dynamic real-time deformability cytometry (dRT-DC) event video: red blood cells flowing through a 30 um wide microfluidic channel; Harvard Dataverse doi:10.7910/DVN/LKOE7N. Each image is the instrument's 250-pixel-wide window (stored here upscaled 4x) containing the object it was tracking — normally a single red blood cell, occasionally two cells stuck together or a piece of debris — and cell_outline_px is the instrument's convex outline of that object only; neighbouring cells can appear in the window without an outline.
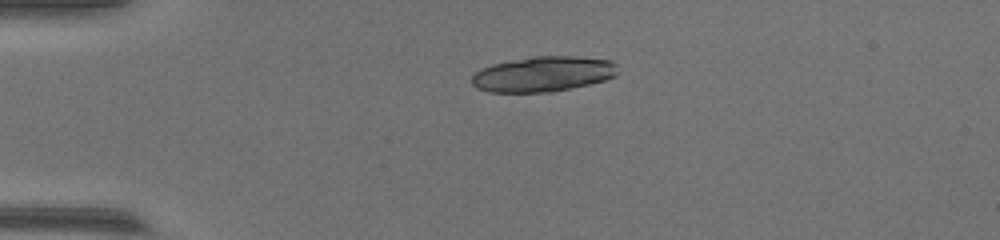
{"species": "common noctule bat (a hibernating species)", "species_latin": "Nyctalus noctula", "temperature_condition": "warm", "stored_images_in_passage": 41, "segment_of_instrument_passage": [1, 2], "camera_frame_rate_fps": 3000, "um_per_image_px": 0.085, "animal": {"sex": "female", "body_mass_g": 17.0, "forearm_length_mm": 48.0}, "frame": {"image": 1, "passage_image": 1, "time_ms": 0.0, "image_size_px": [1000, 240], "cell_outline_px": [[620, 72], [616, 76], [604, 80], [588, 84], [552, 92], [488, 92], [476, 88], [472, 84], [472, 76], [480, 68], [492, 64], [532, 56], [572, 56], [612, 60], [616, 64]], "centroid_in_image_um": [46.17, 6.29], "position_along_channel_um": 38.8, "area_um2": 30.17}}